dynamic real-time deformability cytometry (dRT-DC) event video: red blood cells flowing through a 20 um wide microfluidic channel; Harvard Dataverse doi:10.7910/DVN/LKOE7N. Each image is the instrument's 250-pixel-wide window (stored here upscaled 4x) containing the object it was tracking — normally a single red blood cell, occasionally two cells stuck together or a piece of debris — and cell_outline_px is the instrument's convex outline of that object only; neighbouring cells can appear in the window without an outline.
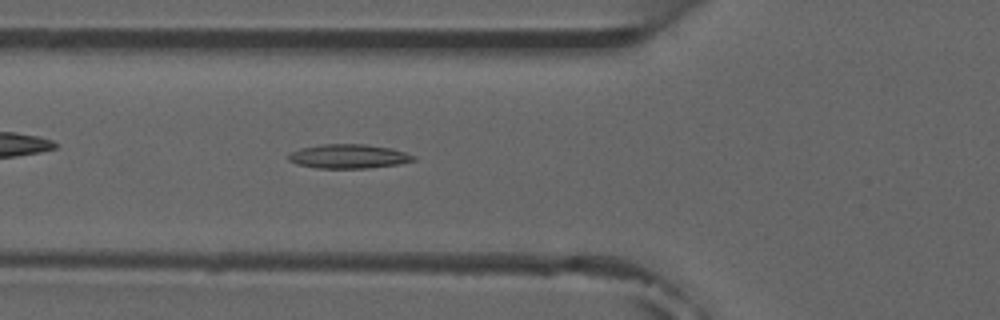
{"species": "common noctule bat (a hibernating species)", "species_latin": "Nyctalus noctula", "temperature_condition": "room temperature", "stored_images_in_passage": 6, "camera_frame_rate_fps": 3000, "um_per_image_px": 0.085, "animal": {"sex": "male", "forearm_length_mm": 52.5}, "frame": {"image": 1, "passage_image": 6, "time_ms": 6.0, "image_size_px": [1000, 320], "cell_outline_px": [[416, 160], [400, 164], [368, 168], [316, 168], [296, 164], [288, 160], [288, 156], [292, 152], [300, 148], [324, 144], [364, 144], [392, 148], [416, 156]], "centroid_in_image_um": [29.65, 13.29], "position_along_channel_um": 96.2, "area_um2": 17.63}}